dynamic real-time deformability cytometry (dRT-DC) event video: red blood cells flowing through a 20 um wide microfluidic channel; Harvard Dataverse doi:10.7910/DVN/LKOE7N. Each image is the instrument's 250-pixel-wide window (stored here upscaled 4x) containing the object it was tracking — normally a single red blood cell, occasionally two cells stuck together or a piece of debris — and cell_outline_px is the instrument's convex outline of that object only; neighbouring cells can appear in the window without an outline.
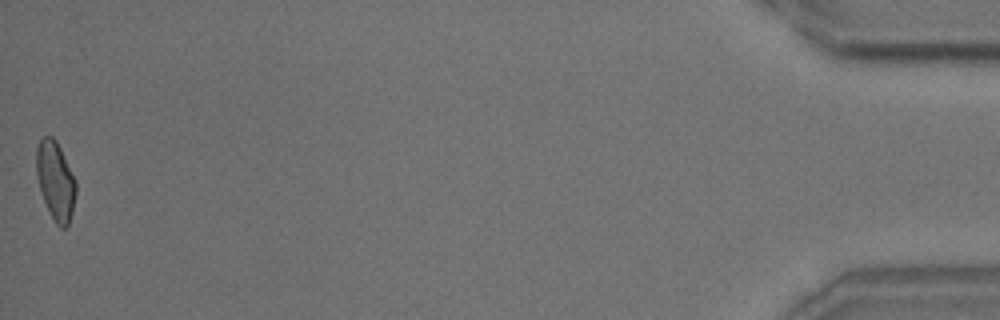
{"species": "common noctule bat (a hibernating species)", "species_latin": "Nyctalus noctula", "temperature_condition": "room temperature", "stored_images_in_passage": 45, "camera_frame_rate_fps": 3000, "um_per_image_px": 0.085, "animal": {"sex": "male", "body_mass_g": 18.8}, "frame": {"image": 1, "passage_image": 45, "time_ms": 14.667, "image_size_px": [1000, 320], "cell_outline_px": [[76, 192], [72, 212], [68, 224], [64, 228], [60, 228], [56, 224], [44, 200], [36, 176], [36, 148], [40, 140], [44, 136], [52, 136], [56, 140], [76, 180]], "centroid_in_image_um": [4.72, 15.34], "position_along_channel_um": 430.5, "area_um2": 17.92}, "authors_computed_cell_mechanics": {"area_um2": 18.2648, "velocity_mm_per_s": 3.4962, "shape_relaxation_time_tau1_ms": 7.9224, "shape_relaxation_time_tau2_ms": 1.9726, "deformation_change_tau1": 0.14, "deformation_change_tau2": 0.0655}}